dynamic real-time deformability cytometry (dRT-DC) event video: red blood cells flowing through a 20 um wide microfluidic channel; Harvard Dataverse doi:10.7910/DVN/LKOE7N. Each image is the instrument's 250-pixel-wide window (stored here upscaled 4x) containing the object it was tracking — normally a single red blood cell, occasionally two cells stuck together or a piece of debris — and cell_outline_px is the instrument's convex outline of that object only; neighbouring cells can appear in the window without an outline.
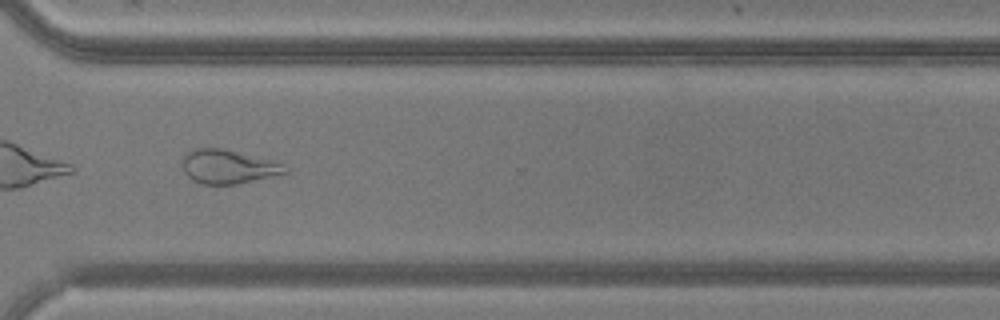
{"species": "common noctule bat (a hibernating species)", "species_latin": "Nyctalus noctula", "temperature_condition": "warm", "stored_images_in_passage": 38, "camera_frame_rate_fps": 3000, "um_per_image_px": 0.085, "animal": {"sex": "male", "body_mass_g": 20.5, "forearm_length_mm": 52.5}, "frame": {"image": 1, "passage_image": 27, "time_ms": 8.667, "image_size_px": [1000, 320], "cell_outline_px": [[288, 172], [236, 184], [204, 184], [192, 180], [184, 172], [180, 164], [184, 152], [192, 148], [224, 148], [284, 164], [288, 168]], "centroid_in_image_um": [19.3, 14.15], "position_along_channel_um": 351.3, "area_um2": 20.35}}